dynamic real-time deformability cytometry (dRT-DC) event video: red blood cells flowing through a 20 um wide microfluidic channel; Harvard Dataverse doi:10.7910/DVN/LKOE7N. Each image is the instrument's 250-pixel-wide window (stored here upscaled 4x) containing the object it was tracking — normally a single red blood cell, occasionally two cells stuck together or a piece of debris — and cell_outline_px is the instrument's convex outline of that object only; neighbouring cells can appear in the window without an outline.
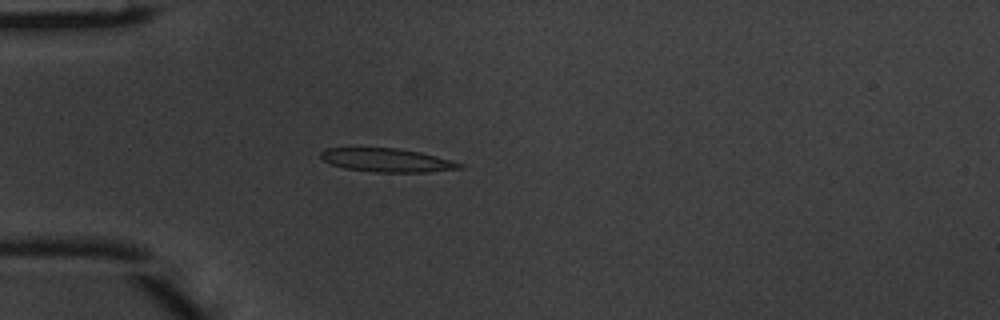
{"species": "common noctule bat (a hibernating species)", "species_latin": "Nyctalus noctula", "temperature_condition": "warm", "stored_images_in_passage": 4, "camera_frame_rate_fps": 3000, "um_per_image_px": 0.085, "animal": {"sex": "male", "body_mass_g": 20.1, "forearm_length_mm": 53.5}, "frame": {"image": 1, "passage_image": 4, "time_ms": 1.0, "image_size_px": [1000, 320], "cell_outline_px": [[464, 168], [428, 172], [376, 172], [344, 168], [332, 164], [324, 160], [320, 156], [320, 152], [328, 148], [400, 148], [420, 152], [436, 156], [464, 164]], "centroid_in_image_um": [32.92, 13.62], "position_along_channel_um": 52.1, "area_um2": 18.96}}